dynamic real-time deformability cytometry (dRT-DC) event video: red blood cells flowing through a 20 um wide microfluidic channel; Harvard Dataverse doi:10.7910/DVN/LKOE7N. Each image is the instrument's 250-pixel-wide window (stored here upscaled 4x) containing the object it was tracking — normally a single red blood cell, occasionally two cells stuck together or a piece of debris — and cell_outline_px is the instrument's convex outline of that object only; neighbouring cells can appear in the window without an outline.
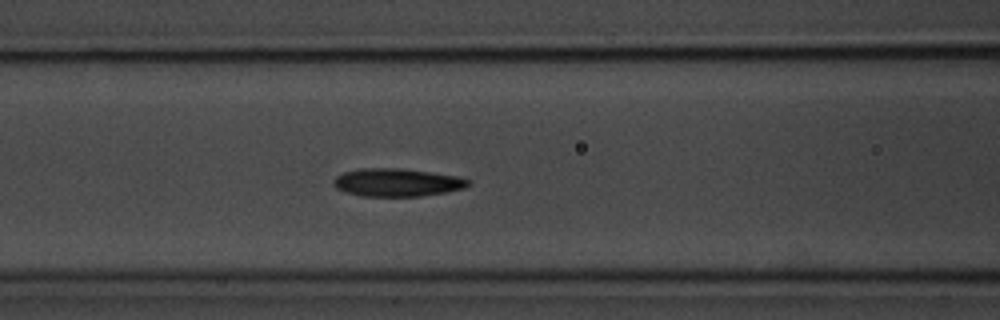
{"species": "common noctule bat (a hibernating species)", "species_latin": "Nyctalus noctula", "temperature_condition": "room temperature", "stored_images_in_passage": 26, "camera_frame_rate_fps": 3000, "um_per_image_px": 0.085, "animal": {"sex": "male", "body_mass_g": 20.1, "forearm_length_mm": 53.5}, "frame": {"image": 1, "passage_image": 12, "time_ms": 3.667, "image_size_px": [1000, 320], "cell_outline_px": [[472, 184], [464, 188], [444, 192], [420, 196], [360, 196], [344, 192], [336, 188], [332, 184], [332, 180], [336, 176], [344, 172], [364, 168], [400, 168], [432, 172], [456, 176], [472, 180]], "centroid_in_image_um": [33.74, 15.51], "position_along_channel_um": 132.9, "area_um2": 22.08}}
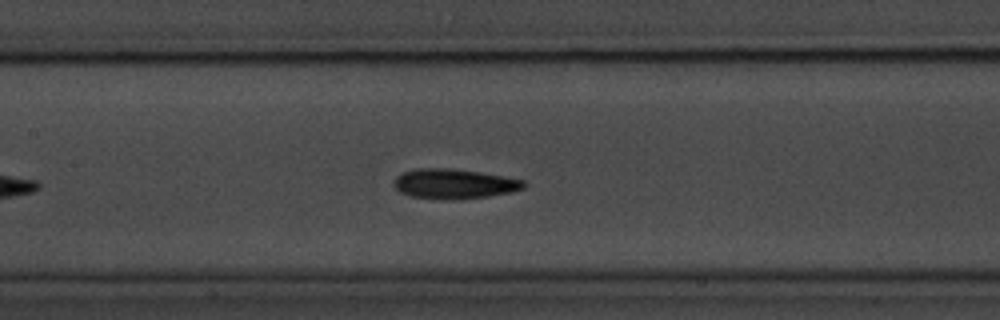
{"frame": {"image": 2, "passage_image": 15, "time_ms": 4.667, "image_size_px": [1000, 320], "cell_outline_px": [[524, 188], [508, 192], [488, 196], [460, 200], [408, 196], [400, 192], [392, 184], [396, 176], [400, 172], [416, 168], [448, 168], [480, 172], [504, 176], [524, 180]], "centroid_in_image_um": [38.54, 15.61], "position_along_channel_um": 168.9, "area_um2": 22.6}}